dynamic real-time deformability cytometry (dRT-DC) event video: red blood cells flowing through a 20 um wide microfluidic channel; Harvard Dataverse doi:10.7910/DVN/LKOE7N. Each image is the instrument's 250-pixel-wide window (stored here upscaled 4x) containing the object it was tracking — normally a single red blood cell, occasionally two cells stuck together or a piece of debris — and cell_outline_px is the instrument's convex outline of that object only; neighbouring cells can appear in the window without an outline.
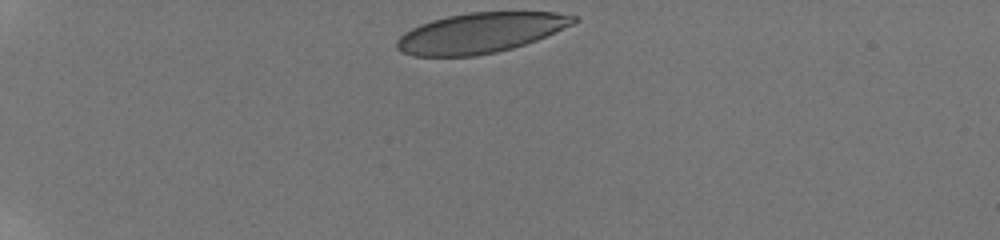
{"species": "human", "species_latin": "Homo sapiens", "temperature_condition": "room temperature", "stored_images_in_passage": 28, "camera_frame_rate_fps": 3000, "um_per_image_px": 0.085, "donor": {"sex": "male"}, "frame": {"image": 1, "passage_image": 1, "time_ms": 0.0, "image_size_px": [1000, 240], "cell_outline_px": [[580, 20], [572, 24], [536, 40], [512, 48], [496, 52], [476, 56], [412, 56], [400, 52], [396, 48], [396, 40], [404, 32], [420, 24], [432, 20], [448, 16], [468, 12], [556, 12], [580, 16]], "centroid_in_image_um": [40.81, 2.79], "position_along_channel_um": 44.2, "area_um2": 41.44}}
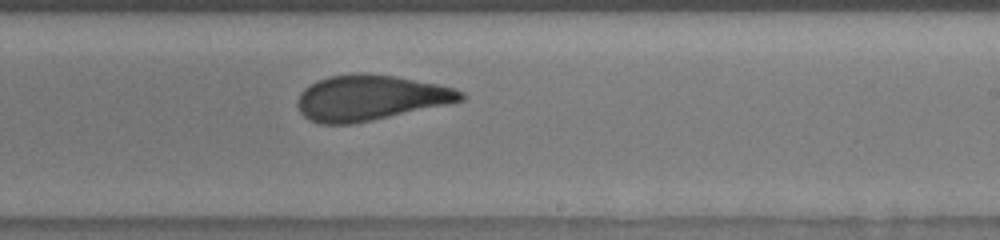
{"frame": {"image": 2, "passage_image": 14, "time_ms": 4.333, "image_size_px": [1000, 240], "cell_outline_px": [[464, 100], [448, 104], [372, 120], [352, 124], [320, 124], [308, 120], [300, 112], [296, 104], [296, 100], [300, 92], [304, 88], [328, 76], [360, 72], [364, 72], [396, 76], [436, 84], [452, 88], [464, 92]], "centroid_in_image_um": [31.42, 8.31], "position_along_channel_um": 257.6, "area_um2": 43.23}}
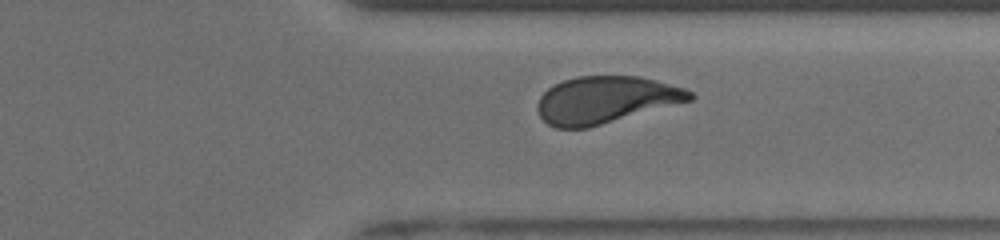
{"frame": {"image": 3, "passage_image": 22, "time_ms": 7.0, "image_size_px": [1000, 240], "cell_outline_px": [[696, 96], [692, 100], [588, 128], [556, 128], [548, 124], [540, 116], [536, 108], [536, 104], [540, 96], [548, 88], [564, 80], [576, 76], [640, 76], [656, 80], [684, 88], [692, 92]], "centroid_in_image_um": [51.47, 8.49], "position_along_channel_um": 359.9, "area_um2": 41.79}, "authors_computed_cell_mechanics": {"area_um2": 43.0321, "velocity_mm_per_s": 3.8684, "shape_relaxation_time_tau1_ms": 2.2875, "shape_relaxation_time_tau2_ms": 0.5174, "deformation_change_tau1": 0.1285, "deformation_change_tau2": 0.0823}}